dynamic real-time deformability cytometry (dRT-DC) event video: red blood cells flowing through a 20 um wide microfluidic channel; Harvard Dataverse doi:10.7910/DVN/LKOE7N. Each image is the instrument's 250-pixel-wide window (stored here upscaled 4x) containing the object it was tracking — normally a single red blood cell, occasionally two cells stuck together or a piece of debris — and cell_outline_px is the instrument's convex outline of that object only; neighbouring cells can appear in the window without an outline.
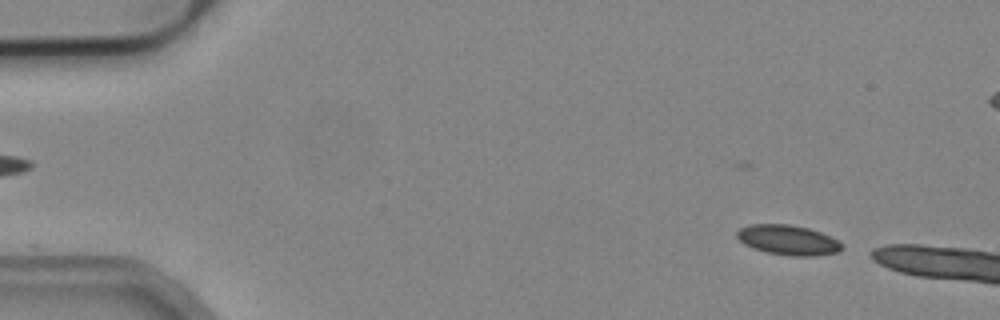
{"species": "common noctule bat (a hibernating species)", "species_latin": "Nyctalus noctula", "temperature_condition": "cold", "stored_images_in_passage": 9, "camera_frame_rate_fps": 3000, "um_per_image_px": 0.085, "animal": {"sex": "male", "body_mass_g": 19.2, "forearm_length_mm": 51.8}, "frame": {"image": 1, "passage_image": 2, "time_ms": 0.333, "image_size_px": [1000, 320], "cell_outline_px": [[844, 248], [840, 252], [816, 256], [792, 256], [768, 252], [752, 248], [744, 244], [736, 236], [736, 232], [740, 228], [748, 224], [788, 224], [808, 228], [820, 232], [836, 240]], "centroid_in_image_um": [66.96, 20.4], "position_along_channel_um": 18.0, "area_um2": 18.26}}